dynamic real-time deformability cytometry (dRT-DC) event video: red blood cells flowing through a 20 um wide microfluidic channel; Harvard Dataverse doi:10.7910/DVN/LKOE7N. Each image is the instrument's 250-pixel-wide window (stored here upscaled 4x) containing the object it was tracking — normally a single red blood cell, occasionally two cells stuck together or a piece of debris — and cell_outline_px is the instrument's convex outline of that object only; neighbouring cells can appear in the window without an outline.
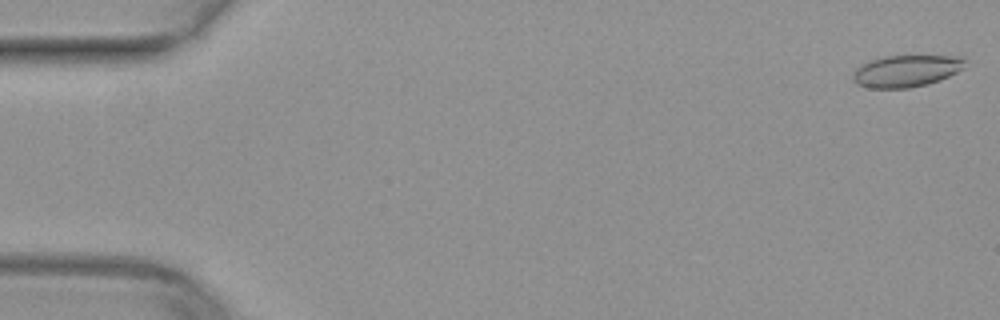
{"species": "common noctule bat (a hibernating species)", "species_latin": "Nyctalus noctula", "temperature_condition": "warm", "stored_images_in_passage": 51, "camera_frame_rate_fps": 3000, "um_per_image_px": 0.085, "animal": {"sex": "female", "body_mass_g": 29.2, "forearm_length_mm": 56.3}, "frame": {"image": 1, "passage_image": 1, "time_ms": 0.0, "image_size_px": [1000, 320], "cell_outline_px": [[968, 60], [964, 68], [940, 80], [908, 88], [868, 88], [856, 84], [852, 80], [852, 72], [860, 64], [868, 60], [884, 56], [964, 56]], "centroid_in_image_um": [77.01, 6.02], "position_along_channel_um": 8.0, "area_um2": 21.1}}
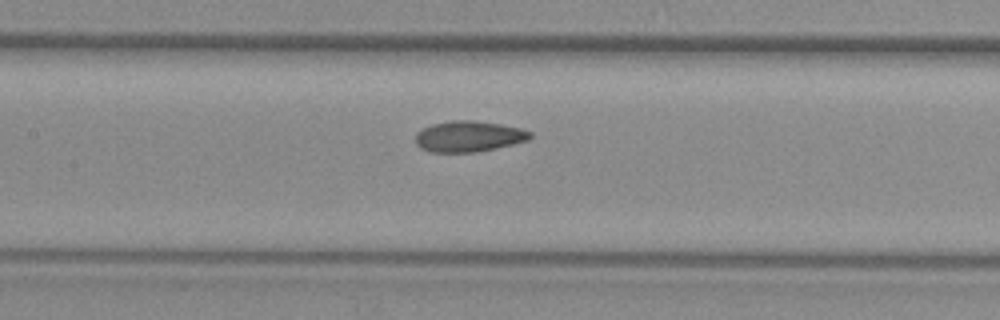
{"frame": {"image": 2, "passage_image": 24, "time_ms": 7.667, "image_size_px": [1000, 320], "cell_outline_px": [[532, 136], [528, 140], [496, 148], [476, 152], [432, 152], [420, 148], [416, 144], [416, 132], [432, 124], [452, 120], [472, 120], [500, 124], [520, 128], [532, 132]], "centroid_in_image_um": [39.83, 11.59], "position_along_channel_um": 167.6, "area_um2": 20.58}}
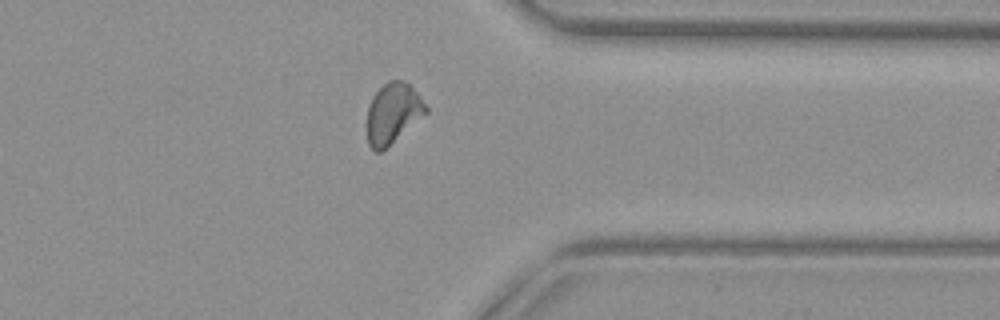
{"frame": {"image": 3, "passage_image": 40, "time_ms": 13.0, "image_size_px": [1000, 320], "cell_outline_px": [[428, 112], [380, 152], [376, 152], [368, 144], [368, 108], [372, 96], [388, 80], [404, 80], [420, 96], [428, 108]], "centroid_in_image_um": [33.4, 9.6], "position_along_channel_um": 378.0, "area_um2": 20.29}}